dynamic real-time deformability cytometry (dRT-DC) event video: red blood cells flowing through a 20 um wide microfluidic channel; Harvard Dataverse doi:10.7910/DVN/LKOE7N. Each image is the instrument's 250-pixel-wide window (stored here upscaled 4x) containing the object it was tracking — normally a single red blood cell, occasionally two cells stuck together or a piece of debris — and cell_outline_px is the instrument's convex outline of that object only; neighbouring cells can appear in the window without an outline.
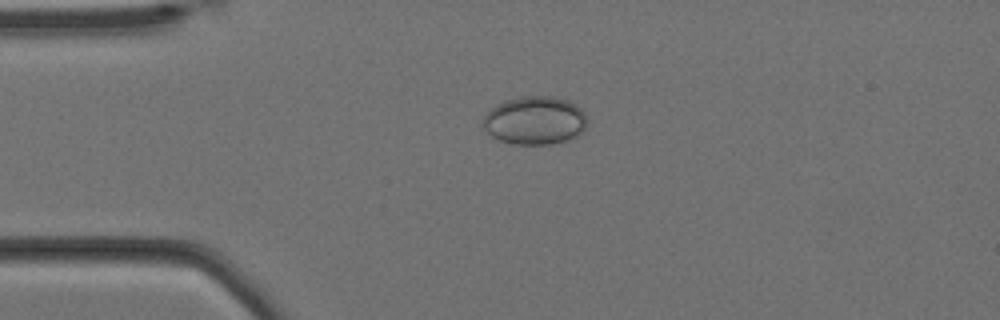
{"species": "Egyptian fruit bat (a non-hibernating species)", "species_latin": "Rousettus aegyptiacus", "temperature_condition": "cold", "stored_images_in_passage": 47, "camera_frame_rate_fps": 3000, "um_per_image_px": 0.085, "animal": {"sex": "female"}, "frame": {"image": 1, "passage_image": 2, "time_ms": 0.333, "image_size_px": [1000, 320], "cell_outline_px": [[588, 124], [576, 136], [552, 144], [516, 144], [500, 140], [492, 136], [480, 124], [484, 116], [496, 104], [504, 100], [524, 96], [552, 96], [568, 100], [580, 108], [584, 112], [588, 120]], "centroid_in_image_um": [45.45, 10.22], "position_along_channel_um": 39.5, "area_um2": 29.3}}
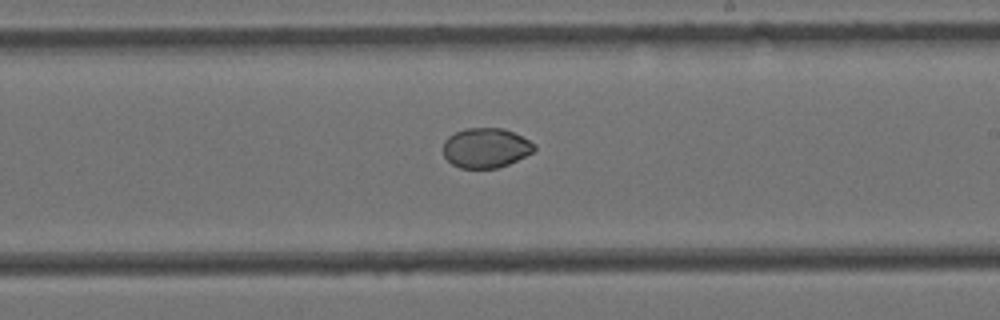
{"frame": {"image": 2, "passage_image": 22, "time_ms": 7.0, "image_size_px": [1000, 320], "cell_outline_px": [[536, 148], [532, 152], [508, 164], [496, 168], [460, 168], [452, 164], [444, 156], [444, 140], [448, 136], [464, 128], [504, 128], [536, 144]], "centroid_in_image_um": [41.27, 12.56], "position_along_channel_um": 247.7, "area_um2": 20.98}}
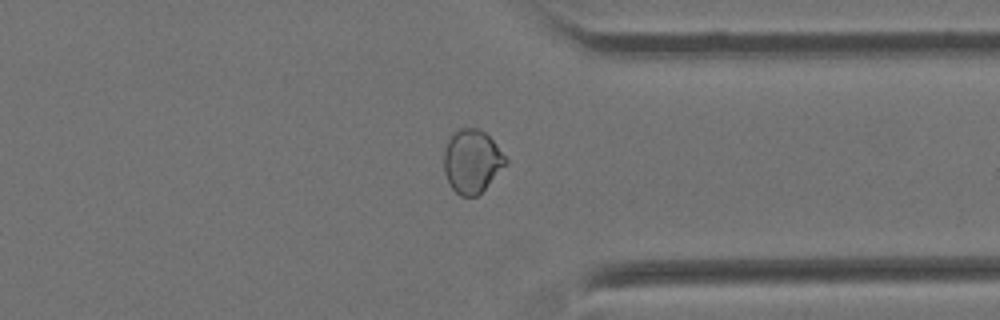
{"frame": {"image": 3, "passage_image": 33, "time_ms": 10.667, "image_size_px": [1000, 320], "cell_outline_px": [[508, 164], [476, 196], [460, 196], [452, 188], [444, 172], [444, 152], [448, 140], [460, 128], [476, 128], [484, 132], [492, 140], [508, 160]], "centroid_in_image_um": [40.12, 13.72], "position_along_channel_um": 371.3, "area_um2": 22.43}}